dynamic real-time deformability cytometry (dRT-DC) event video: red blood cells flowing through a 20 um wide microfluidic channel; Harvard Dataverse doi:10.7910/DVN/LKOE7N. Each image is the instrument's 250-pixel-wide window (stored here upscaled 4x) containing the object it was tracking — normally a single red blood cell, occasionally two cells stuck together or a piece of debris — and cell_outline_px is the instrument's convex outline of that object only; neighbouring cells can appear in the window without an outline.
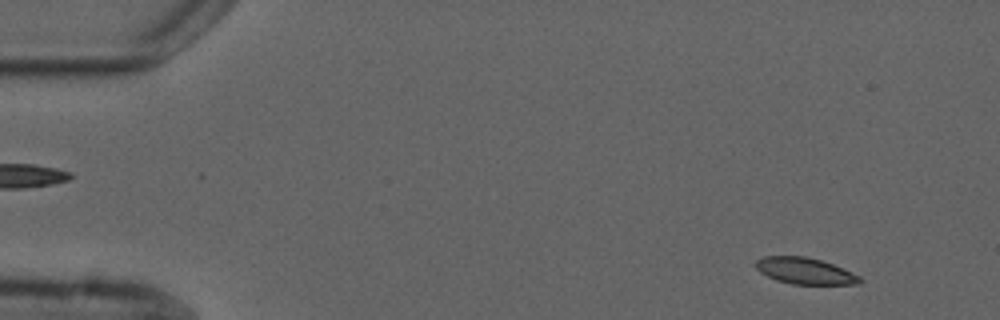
{"species": "common noctule bat (a hibernating species)", "species_latin": "Nyctalus noctula", "temperature_condition": "cold", "stored_images_in_passage": 3, "segment_of_instrument_passage": [2, 2], "camera_frame_rate_fps": 3000, "um_per_image_px": 0.085, "animal": {"sex": "male", "forearm_length_mm": 52.5}, "frame": {"image": 1, "passage_image": 3, "time_ms": 3.333, "image_size_px": [1000, 320], "cell_outline_px": [[864, 280], [860, 284], [792, 284], [776, 280], [760, 272], [752, 264], [756, 260], [764, 256], [808, 256], [832, 264], [860, 276]], "centroid_in_image_um": [68.39, 23.02], "position_along_channel_um": 16.6, "area_um2": 16.07}}